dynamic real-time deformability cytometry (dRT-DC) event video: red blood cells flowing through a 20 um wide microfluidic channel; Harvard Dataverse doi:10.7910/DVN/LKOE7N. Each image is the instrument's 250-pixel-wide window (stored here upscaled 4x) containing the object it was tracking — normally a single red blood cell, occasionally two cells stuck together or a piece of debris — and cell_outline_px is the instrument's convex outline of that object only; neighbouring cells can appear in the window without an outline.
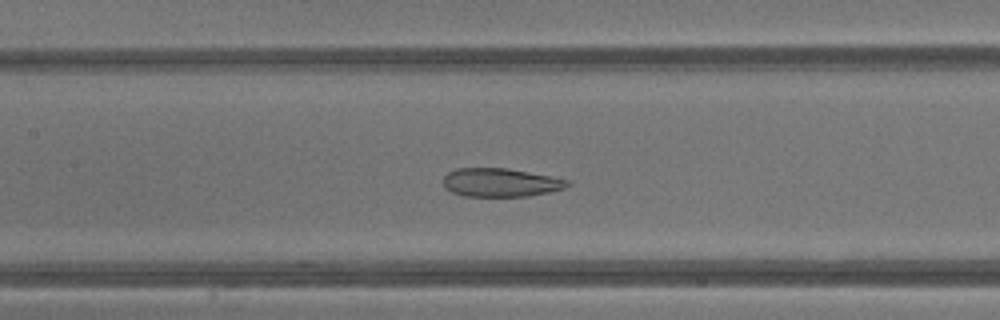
{"species": "common noctule bat (a hibernating species)", "species_latin": "Nyctalus noctula", "temperature_condition": "warm", "stored_images_in_passage": 35, "camera_frame_rate_fps": 3000, "um_per_image_px": 0.085, "animal": {"sex": "male", "body_mass_g": 13.3}, "frame": {"image": 1, "passage_image": 16, "time_ms": 5.0, "image_size_px": [1000, 320], "cell_outline_px": [[572, 184], [564, 188], [552, 192], [528, 196], [464, 196], [452, 192], [444, 188], [444, 176], [448, 172], [456, 168], [508, 168], [568, 180]], "centroid_in_image_um": [42.54, 15.52], "position_along_channel_um": 164.9, "area_um2": 20.63}}
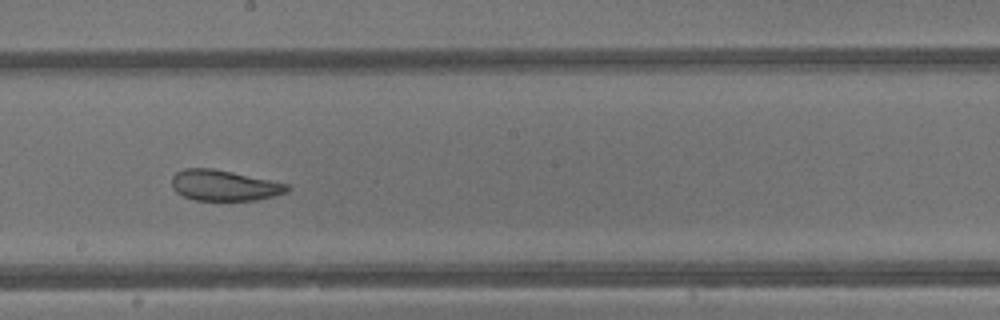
{"frame": {"image": 2, "passage_image": 20, "time_ms": 6.333, "image_size_px": [1000, 320], "cell_outline_px": [[292, 188], [288, 192], [256, 200], [196, 200], [184, 196], [176, 192], [172, 188], [172, 176], [176, 172], [184, 168], [212, 168], [232, 172], [288, 184]], "centroid_in_image_um": [19.04, 15.76], "position_along_channel_um": 229.2, "area_um2": 20.58}}
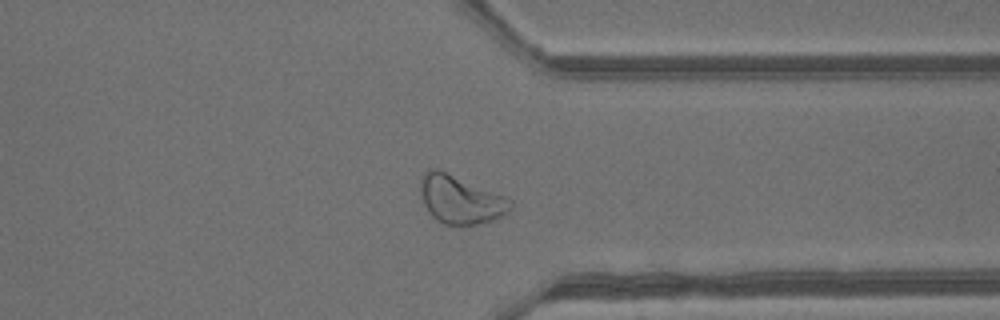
{"frame": {"image": 3, "passage_image": 29, "time_ms": 9.333, "image_size_px": [1000, 320], "cell_outline_px": [[512, 208], [508, 212], [492, 220], [468, 228], [460, 228], [444, 224], [436, 220], [428, 212], [420, 196], [420, 180], [424, 172], [428, 168], [436, 168], [504, 196], [512, 200]], "centroid_in_image_um": [39.1, 17.02], "position_along_channel_um": 372.3, "area_um2": 25.72}, "authors_computed_cell_mechanics": {"area_um2": 25.721, "velocity_mm_per_s": 4.8421, "shape_relaxation_time_tau1_ms": 9.6329, "shape_relaxation_time_tau2_ms": 1.3017, "deformation_change_tau1": 0.2283, "deformation_change_tau2": 0.081}}